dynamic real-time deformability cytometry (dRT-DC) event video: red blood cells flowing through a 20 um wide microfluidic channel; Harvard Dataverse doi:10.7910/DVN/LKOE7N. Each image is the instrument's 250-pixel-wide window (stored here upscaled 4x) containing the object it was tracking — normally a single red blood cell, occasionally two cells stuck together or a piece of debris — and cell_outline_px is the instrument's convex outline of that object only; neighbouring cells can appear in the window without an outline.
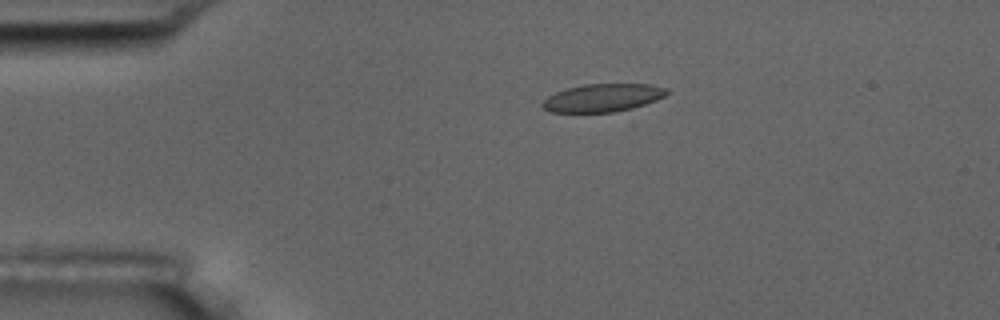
{"species": "common noctule bat (a hibernating species)", "species_latin": "Nyctalus noctula", "temperature_condition": "room temperature", "stored_images_in_passage": 5, "camera_frame_rate_fps": 3000, "um_per_image_px": 0.085, "animal": {"sex": "male", "body_mass_g": 17.5, "forearm_length_mm": 52.3}, "frame": {"image": 1, "passage_image": 1, "time_ms": 0.0, "image_size_px": [1000, 320], "cell_outline_px": [[668, 92], [664, 96], [656, 100], [632, 108], [616, 112], [552, 112], [544, 108], [540, 104], [548, 96], [556, 92], [568, 88], [584, 84], [652, 84], [668, 88]], "centroid_in_image_um": [51.25, 8.31], "position_along_channel_um": 33.8, "area_um2": 20.17}}
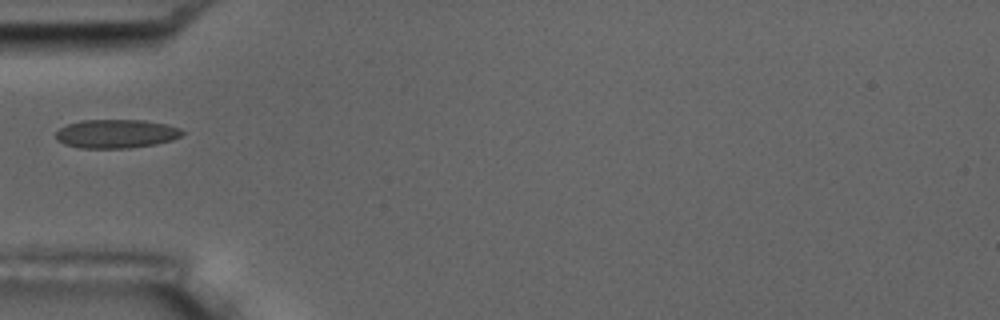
{"frame": {"image": 2, "passage_image": 3, "time_ms": 2.333, "image_size_px": [1000, 320], "cell_outline_px": [[184, 132], [180, 136], [172, 140], [156, 144], [128, 148], [80, 148], [64, 144], [56, 140], [56, 132], [60, 128], [68, 124], [80, 120], [144, 120], [168, 124], [180, 128]], "centroid_in_image_um": [9.88, 11.37], "position_along_channel_um": 75.1, "area_um2": 21.27}}